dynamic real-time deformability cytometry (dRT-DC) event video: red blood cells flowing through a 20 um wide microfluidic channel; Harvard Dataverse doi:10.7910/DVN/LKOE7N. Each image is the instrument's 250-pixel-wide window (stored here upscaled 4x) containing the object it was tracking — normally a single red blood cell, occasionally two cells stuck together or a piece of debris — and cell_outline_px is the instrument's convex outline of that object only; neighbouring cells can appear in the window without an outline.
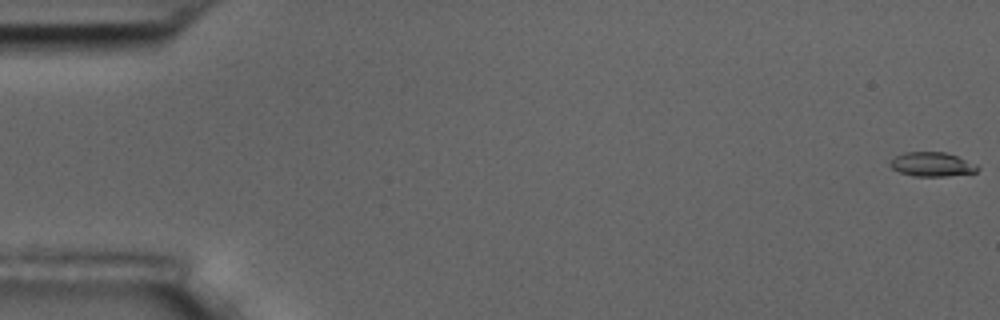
{"species": "common noctule bat (a hibernating species)", "species_latin": "Nyctalus noctula", "temperature_condition": "room temperature", "stored_images_in_passage": 6, "camera_frame_rate_fps": 3000, "um_per_image_px": 0.085, "animal": {"sex": "male", "body_mass_g": 17.5, "forearm_length_mm": 52.3}, "frame": {"image": 1, "passage_image": 1, "time_ms": 0.0, "image_size_px": [1000, 320], "cell_outline_px": [[980, 168], [976, 172], [948, 176], [912, 176], [900, 172], [892, 168], [888, 164], [888, 160], [904, 152], [944, 152], [956, 156], [976, 164]], "centroid_in_image_um": [79.18, 13.97], "position_along_channel_um": 5.8, "area_um2": 12.37}}
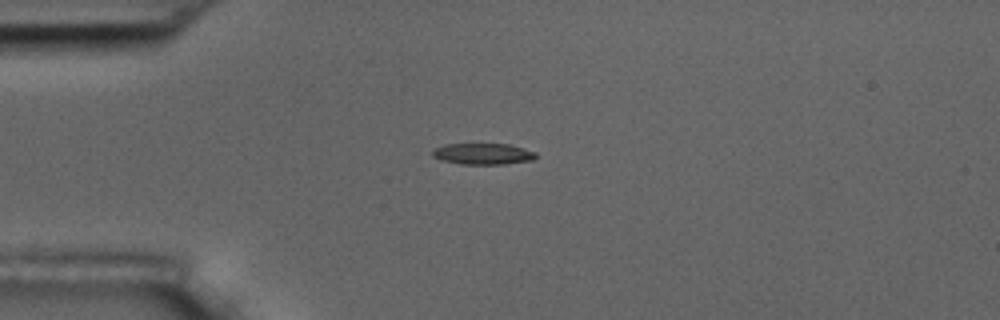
{"frame": {"image": 2, "passage_image": 4, "time_ms": 4.667, "image_size_px": [1000, 320], "cell_outline_px": [[536, 156], [532, 160], [504, 164], [460, 164], [440, 160], [432, 156], [432, 152], [436, 148], [444, 144], [508, 144], [524, 148], [536, 152]], "centroid_in_image_um": [41.04, 13.08], "position_along_channel_um": 44.0, "area_um2": 12.77}}